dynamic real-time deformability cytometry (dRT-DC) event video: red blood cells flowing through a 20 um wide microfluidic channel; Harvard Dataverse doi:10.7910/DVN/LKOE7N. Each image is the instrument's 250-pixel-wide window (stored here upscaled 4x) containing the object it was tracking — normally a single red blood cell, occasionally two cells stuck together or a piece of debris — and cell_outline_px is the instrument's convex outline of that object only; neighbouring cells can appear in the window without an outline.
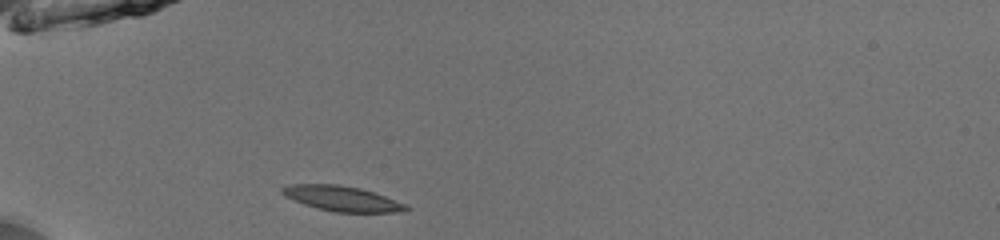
{"species": "common noctule bat (a hibernating species)", "species_latin": "Nyctalus noctula", "temperature_condition": "room temperature", "stored_images_in_passage": 36, "camera_frame_rate_fps": 3000, "um_per_image_px": 0.085, "animal": {"sex": "male", "body_mass_g": 13.0, "forearm_length_mm": 53.1}, "frame": {"image": 1, "passage_image": 1, "time_ms": 0.0, "image_size_px": [1000, 240], "cell_outline_px": [[412, 208], [392, 212], [336, 212], [304, 204], [280, 192], [280, 188], [292, 184], [340, 184], [360, 188], [384, 196], [404, 204]], "centroid_in_image_um": [29.05, 16.86], "position_along_channel_um": 56.0, "area_um2": 17.63}}
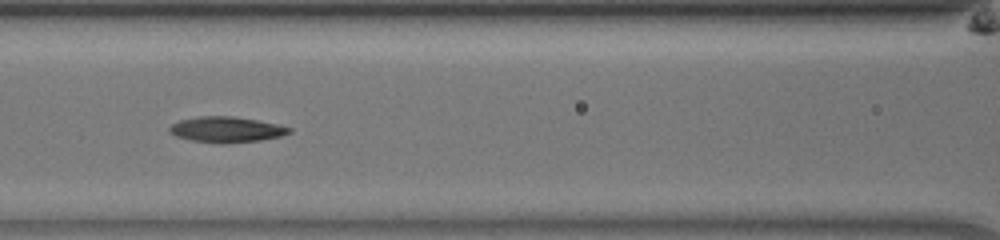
{"frame": {"image": 2, "passage_image": 9, "time_ms": 2.667, "image_size_px": [1000, 240], "cell_outline_px": [[292, 132], [280, 136], [260, 140], [224, 144], [192, 140], [176, 136], [168, 132], [168, 128], [172, 124], [180, 120], [200, 116], [232, 116], [256, 120], [276, 124], [292, 128]], "centroid_in_image_um": [19.23, 11.01], "position_along_channel_um": 147.4, "area_um2": 17.8}}
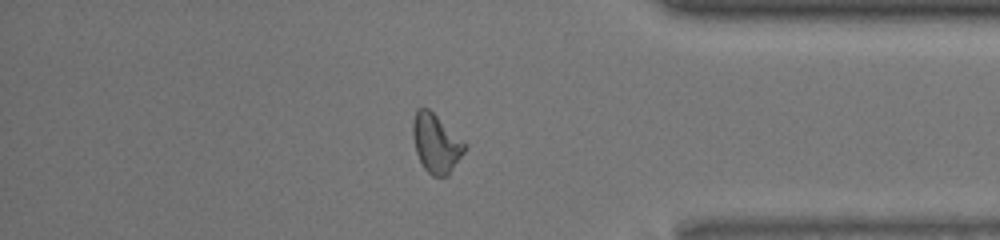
{"frame": {"image": 3, "passage_image": 29, "time_ms": 9.333, "image_size_px": [1000, 240], "cell_outline_px": [[468, 148], [448, 176], [432, 176], [424, 168], [416, 152], [412, 136], [412, 124], [416, 108], [428, 108], [464, 140], [468, 144]], "centroid_in_image_um": [37.09, 12.18], "position_along_channel_um": 398.1, "area_um2": 18.03}, "authors_computed_cell_mechanics": {"area_um2": 17.6001, "velocity_mm_per_s": 3.9605, "shape_relaxation_time_tau1_ms": 5.604, "shape_relaxation_time_tau2_ms": null, "deformation_change_tau1": 0.1674, "deformation_change_tau2": null}}